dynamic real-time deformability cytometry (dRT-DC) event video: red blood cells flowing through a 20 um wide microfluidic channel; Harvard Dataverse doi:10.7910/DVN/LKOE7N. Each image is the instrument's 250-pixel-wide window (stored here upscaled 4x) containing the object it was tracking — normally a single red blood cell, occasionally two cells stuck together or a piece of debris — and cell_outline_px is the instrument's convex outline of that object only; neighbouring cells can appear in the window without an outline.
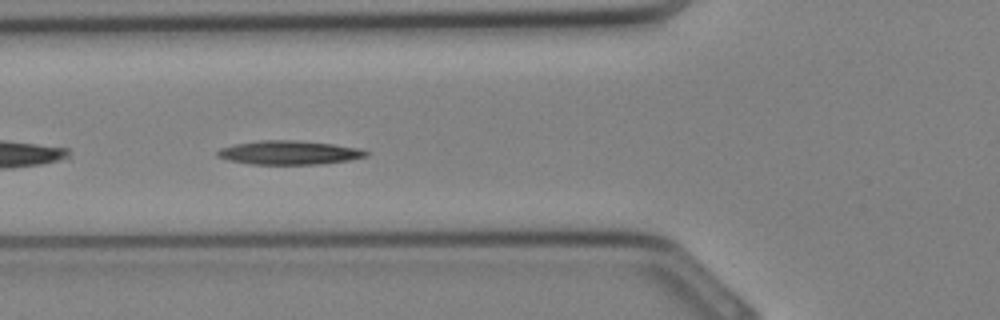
{"species": "Egyptian fruit bat (a non-hibernating species)", "species_latin": "Rousettus aegyptiacus", "temperature_condition": "cold", "stored_images_in_passage": 16, "segment_of_instrument_passage": [2, 2], "camera_frame_rate_fps": 3000, "um_per_image_px": 0.085, "animal": {"sex": "female"}, "frame": {"image": 1, "passage_image": 12, "time_ms": 3.667, "image_size_px": [1000, 320], "cell_outline_px": [[368, 156], [348, 160], [320, 164], [252, 164], [228, 160], [216, 156], [216, 152], [220, 148], [236, 144], [260, 140], [296, 140], [332, 144], [360, 148], [368, 152]], "centroid_in_image_um": [24.57, 12.97], "position_along_channel_um": 101.2, "area_um2": 20.58}}
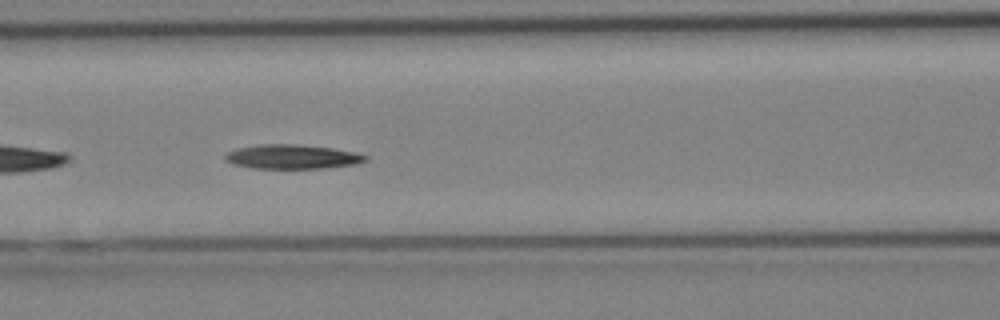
{"frame": {"image": 2, "passage_image": 14, "time_ms": 4.333, "image_size_px": [1000, 320], "cell_outline_px": [[368, 160], [356, 164], [324, 168], [252, 168], [232, 164], [224, 160], [224, 156], [228, 152], [240, 148], [260, 144], [296, 144], [332, 148], [352, 152], [368, 156]], "centroid_in_image_um": [24.82, 13.33], "position_along_channel_um": 141.8, "area_um2": 19.71}}